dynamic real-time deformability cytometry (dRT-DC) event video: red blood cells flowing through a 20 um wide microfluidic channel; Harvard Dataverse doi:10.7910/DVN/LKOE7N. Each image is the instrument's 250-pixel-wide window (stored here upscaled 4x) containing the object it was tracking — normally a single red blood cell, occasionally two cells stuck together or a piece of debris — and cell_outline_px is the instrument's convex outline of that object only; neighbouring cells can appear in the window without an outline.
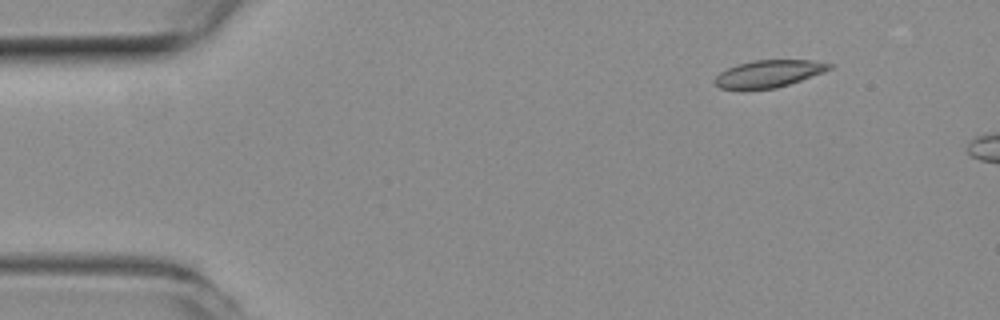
{"species": "common noctule bat (a hibernating species)", "species_latin": "Nyctalus noctula", "temperature_condition": "room temperature", "stored_images_in_passage": 5, "camera_frame_rate_fps": 3000, "um_per_image_px": 0.085, "animal": {"sex": "female", "body_mass_g": 19.3, "forearm_length_mm": 54.1}, "frame": {"image": 1, "passage_image": 1, "time_ms": 0.0, "image_size_px": [1000, 320], "cell_outline_px": [[832, 68], [824, 72], [776, 88], [720, 88], [716, 84], [716, 76], [720, 72], [728, 68], [752, 60], [812, 60], [832, 64]], "centroid_in_image_um": [65.38, 6.24], "position_along_channel_um": 19.6, "area_um2": 17.63}}